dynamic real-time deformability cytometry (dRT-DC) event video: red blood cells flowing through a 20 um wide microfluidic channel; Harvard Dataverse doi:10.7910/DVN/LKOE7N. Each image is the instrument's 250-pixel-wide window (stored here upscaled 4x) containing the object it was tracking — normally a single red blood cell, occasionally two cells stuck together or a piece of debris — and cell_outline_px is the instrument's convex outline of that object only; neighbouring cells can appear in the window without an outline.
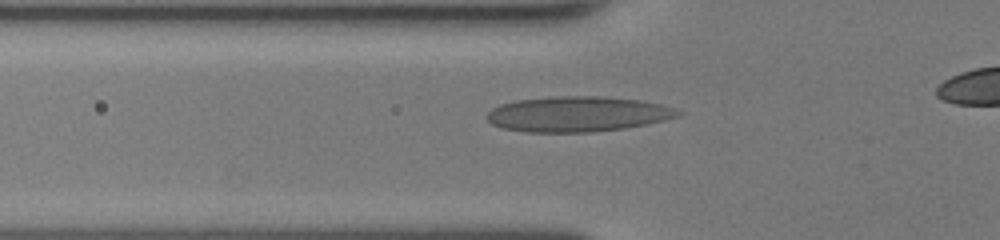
{"species": "human", "species_latin": "Homo sapiens", "temperature_condition": "room temperature", "stored_images_in_passage": 38, "camera_frame_rate_fps": 3000, "um_per_image_px": 0.085, "donor": {"sex": "female"}, "frame": {"image": 1, "passage_image": 13, "time_ms": 4.0, "image_size_px": [1000, 240], "cell_outline_px": [[684, 112], [676, 116], [664, 120], [624, 128], [592, 132], [524, 132], [504, 128], [492, 124], [484, 116], [492, 108], [500, 104], [516, 100], [552, 96], [600, 96], [640, 100], [660, 104]], "centroid_in_image_um": [49.04, 9.69], "position_along_channel_um": 76.8, "area_um2": 39.25}}
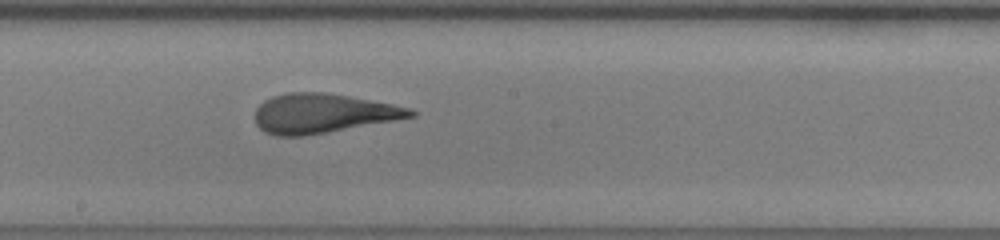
{"frame": {"image": 2, "passage_image": 23, "time_ms": 7.333, "image_size_px": [1000, 240], "cell_outline_px": [[416, 116], [304, 136], [276, 136], [264, 132], [256, 124], [256, 108], [264, 100], [272, 96], [288, 92], [324, 92], [348, 96], [392, 104], [412, 108], [416, 112]], "centroid_in_image_um": [27.41, 9.63], "position_along_channel_um": 220.8, "area_um2": 35.43}}
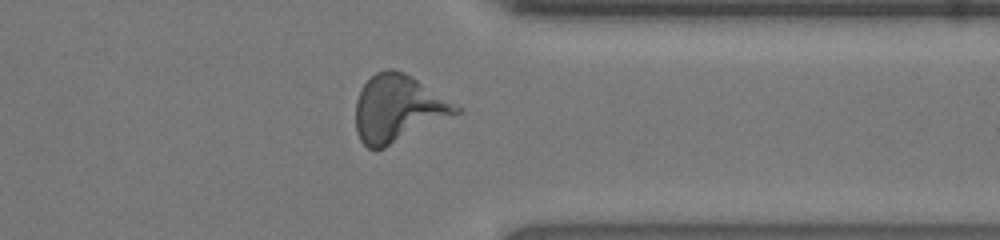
{"frame": {"image": 3, "passage_image": 34, "time_ms": 11.0, "image_size_px": [1000, 240], "cell_outline_px": [[464, 108], [460, 112], [452, 116], [376, 152], [368, 148], [360, 140], [356, 132], [356, 100], [364, 84], [376, 72], [388, 68], [392, 68], [404, 72], [412, 76]], "centroid_in_image_um": [33.83, 9.23], "position_along_channel_um": 377.6, "area_um2": 39.25}}